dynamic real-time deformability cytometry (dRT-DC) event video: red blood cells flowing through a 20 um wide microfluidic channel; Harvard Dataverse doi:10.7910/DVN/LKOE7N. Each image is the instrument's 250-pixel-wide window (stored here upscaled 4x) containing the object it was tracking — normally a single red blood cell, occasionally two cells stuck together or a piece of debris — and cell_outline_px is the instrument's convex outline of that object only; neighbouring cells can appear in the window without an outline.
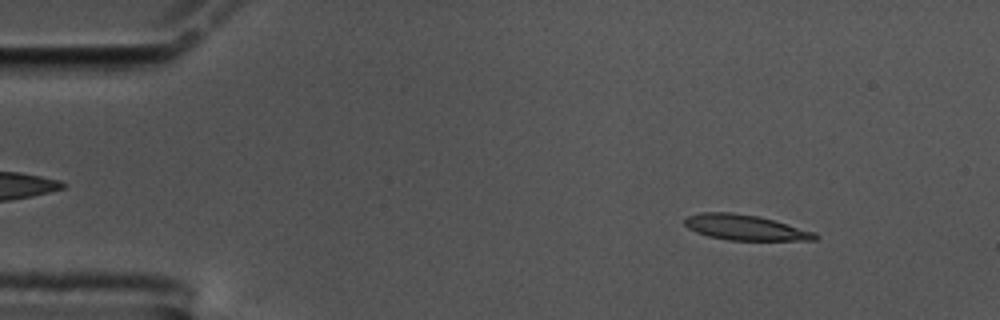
{"species": "common noctule bat (a hibernating species)", "species_latin": "Nyctalus noctula", "temperature_condition": "cold", "stored_images_in_passage": 57, "camera_frame_rate_fps": 3000, "um_per_image_px": 0.085, "animal": {"sex": "male", "body_mass_g": 17.5, "forearm_length_mm": 52.3}, "frame": {"image": 1, "passage_image": 6, "time_ms": 1.667, "image_size_px": [1000, 320], "cell_outline_px": [[820, 236], [816, 240], [728, 240], [708, 236], [696, 232], [688, 228], [684, 224], [684, 220], [688, 216], [700, 212], [732, 212], [760, 216], [816, 232]], "centroid_in_image_um": [63.35, 19.33], "position_along_channel_um": 21.6, "area_um2": 19.42}}
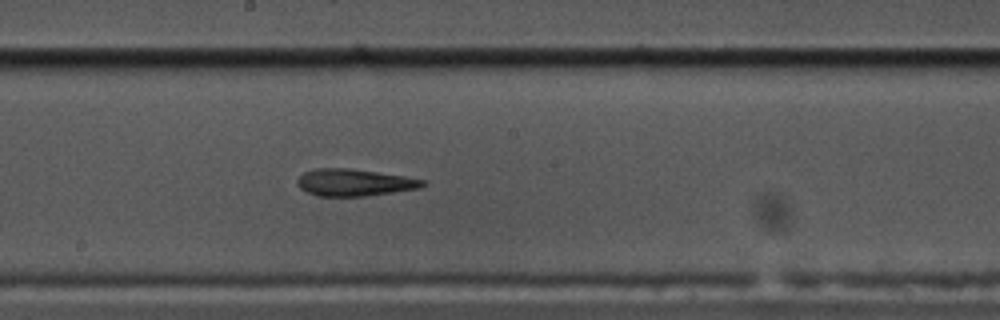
{"frame": {"image": 2, "passage_image": 30, "time_ms": 9.667, "image_size_px": [1000, 320], "cell_outline_px": [[428, 184], [420, 188], [364, 196], [316, 196], [300, 188], [296, 184], [296, 180], [304, 172], [316, 168], [352, 168], [404, 176], [424, 180]], "centroid_in_image_um": [30.1, 15.5], "position_along_channel_um": 218.1, "area_um2": 19.77}}
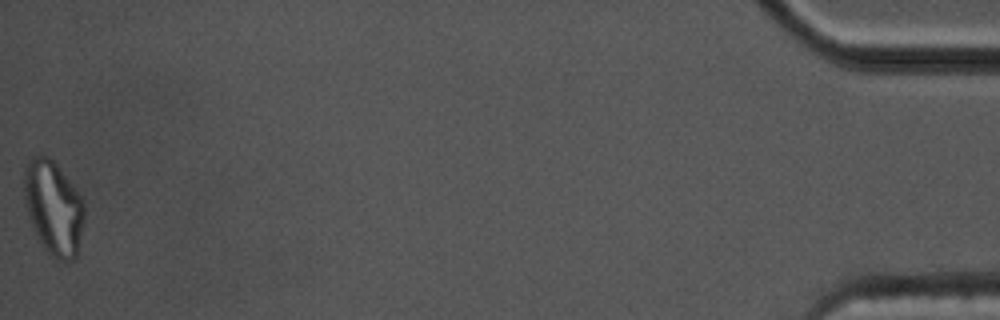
{"frame": {"image": 3, "passage_image": 57, "time_ms": 18.667, "image_size_px": [1000, 320], "cell_outline_px": [[84, 224], [76, 256], [72, 260], [60, 260], [52, 256], [44, 248], [32, 224], [24, 200], [24, 168], [28, 160], [32, 156], [48, 156], [56, 164], [84, 200]], "centroid_in_image_um": [4.55, 17.64], "position_along_channel_um": 430.6, "area_um2": 32.66}, "authors_computed_cell_mechanics": {"area_um2": 19.8254, "velocity_mm_per_s": 3.4448, "shape_relaxation_time_tau1_ms": 5.8061, "shape_relaxation_time_tau2_ms": 1.9137, "deformation_change_tau1": 0.2314, "deformation_change_tau2": 0.1276}}